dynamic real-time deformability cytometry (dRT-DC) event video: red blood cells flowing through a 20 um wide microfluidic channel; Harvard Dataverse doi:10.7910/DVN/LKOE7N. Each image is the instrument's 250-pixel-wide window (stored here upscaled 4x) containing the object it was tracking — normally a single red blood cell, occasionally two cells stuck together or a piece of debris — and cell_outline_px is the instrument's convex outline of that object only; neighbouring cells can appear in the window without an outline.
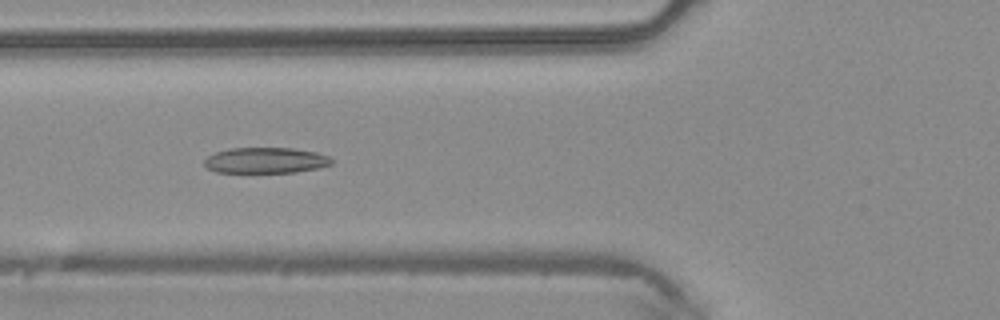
{"species": "common noctule bat (a hibernating species)", "species_latin": "Nyctalus noctula", "temperature_condition": "warm", "stored_images_in_passage": 47, "camera_frame_rate_fps": 3000, "um_per_image_px": 0.085, "animal": {"sex": "male", "body_mass_g": 20.4}, "frame": {"image": 1, "passage_image": 18, "time_ms": 5.667, "image_size_px": [1000, 320], "cell_outline_px": [[332, 164], [320, 168], [296, 172], [216, 172], [208, 168], [204, 164], [204, 160], [208, 156], [216, 152], [228, 148], [292, 148], [316, 152], [328, 156], [332, 160]], "centroid_in_image_um": [22.59, 13.63], "position_along_channel_um": 103.2, "area_um2": 19.07}}
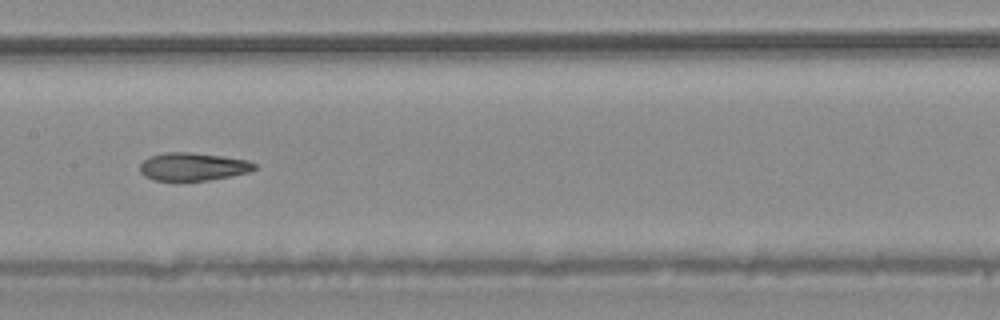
{"frame": {"image": 2, "passage_image": 24, "time_ms": 7.667, "image_size_px": [1000, 320], "cell_outline_px": [[256, 168], [252, 172], [208, 180], [156, 180], [144, 176], [140, 172], [140, 164], [148, 156], [164, 152], [188, 152], [224, 156], [248, 160], [256, 164]], "centroid_in_image_um": [16.41, 14.15], "position_along_channel_um": 191.0, "area_um2": 18.73}}
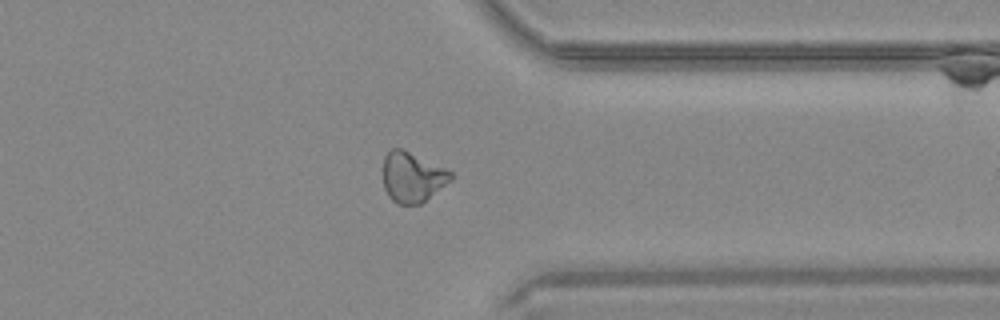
{"frame": {"image": 3, "passage_image": 37, "time_ms": 12.0, "image_size_px": [1000, 320], "cell_outline_px": [[452, 180], [420, 204], [396, 204], [388, 196], [384, 188], [384, 156], [392, 148], [400, 148], [444, 168], [452, 172]], "centroid_in_image_um": [35.03, 15.08], "position_along_channel_um": 376.4, "area_um2": 19.48}}